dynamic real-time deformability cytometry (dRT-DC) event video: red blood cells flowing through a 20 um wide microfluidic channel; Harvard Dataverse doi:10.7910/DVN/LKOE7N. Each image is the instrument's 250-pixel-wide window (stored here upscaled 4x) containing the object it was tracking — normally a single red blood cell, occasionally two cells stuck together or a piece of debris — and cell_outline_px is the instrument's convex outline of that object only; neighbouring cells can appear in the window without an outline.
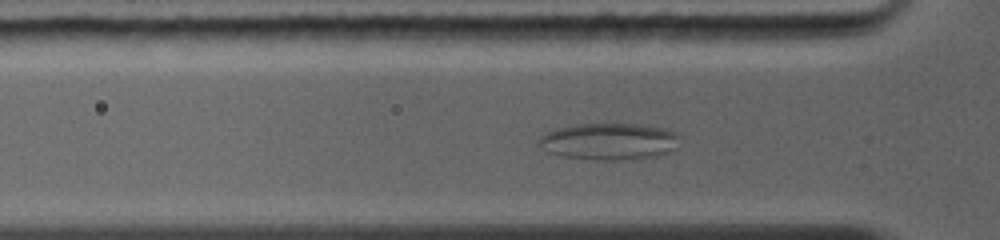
{"species": "common noctule bat (a hibernating species)", "species_latin": "Nyctalus noctula", "temperature_condition": "warm", "stored_images_in_passage": 48, "camera_frame_rate_fps": 5000, "um_per_image_px": 0.085, "animal": {"sex": "female", "body_mass_g": 19.0, "forearm_length_mm": 56.7}, "frame": {"image": 1, "passage_image": 9, "time_ms": 1.8, "image_size_px": [1000, 240], "cell_outline_px": [[680, 136], [676, 148], [668, 152], [656, 156], [616, 160], [596, 160], [560, 156], [548, 152], [540, 144], [540, 136], [556, 128], [576, 124], [636, 124], [664, 128], [676, 132]], "centroid_in_image_um": [51.79, 12.02], "position_along_channel_um": 74.0, "area_um2": 30.06}}
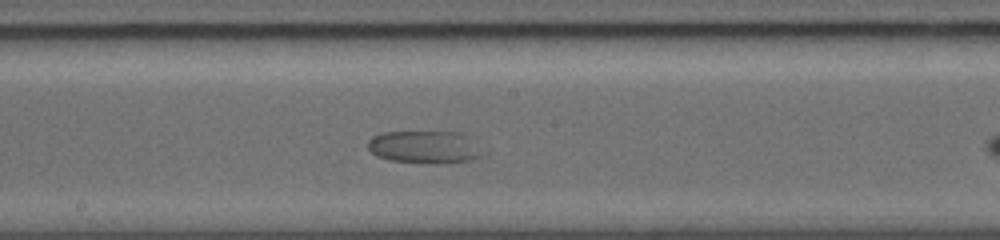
{"frame": {"image": 2, "passage_image": 25, "time_ms": 5.2, "image_size_px": [1000, 240], "cell_outline_px": [[488, 152], [484, 156], [472, 160], [388, 160], [376, 156], [368, 148], [368, 140], [372, 136], [380, 132], [460, 132]], "centroid_in_image_um": [36.09, 12.44], "position_along_channel_um": 212.1, "area_um2": 20.98}}
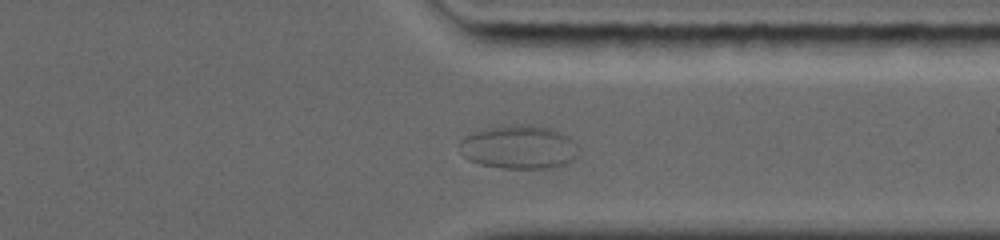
{"frame": {"image": 3, "passage_image": 42, "time_ms": 9.0, "image_size_px": [1000, 240], "cell_outline_px": [[580, 156], [568, 164], [552, 168], [504, 168], [480, 164], [468, 160], [464, 156], [460, 144], [460, 140], [464, 136], [476, 132], [492, 128], [520, 124], [548, 128], [560, 132], [568, 136], [580, 148]], "centroid_in_image_um": [44.19, 12.54], "position_along_channel_um": 367.2, "area_um2": 30.11}}